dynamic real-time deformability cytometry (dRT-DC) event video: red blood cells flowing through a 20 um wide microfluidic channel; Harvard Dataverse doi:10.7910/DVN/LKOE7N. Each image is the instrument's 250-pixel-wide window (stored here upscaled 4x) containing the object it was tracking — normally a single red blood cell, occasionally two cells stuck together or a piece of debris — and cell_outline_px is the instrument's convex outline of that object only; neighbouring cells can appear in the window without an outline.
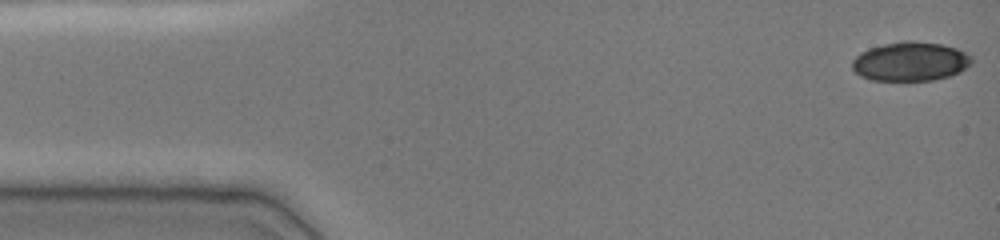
{"species": "common noctule bat (a hibernating species)", "species_latin": "Nyctalus noctula", "temperature_condition": "cold", "stored_images_in_passage": 48, "camera_frame_rate_fps": 3000, "um_per_image_px": 0.085, "animal": {"sex": "female", "body_mass_g": 19.0, "forearm_length_mm": 51.5}, "frame": {"image": 1, "passage_image": 1, "time_ms": 0.0, "image_size_px": [1000, 240], "cell_outline_px": [[972, 64], [960, 72], [948, 76], [932, 80], [904, 84], [872, 80], [860, 76], [852, 68], [852, 60], [860, 52], [868, 48], [884, 44], [904, 40], [912, 40], [944, 44], [956, 48], [972, 56]], "centroid_in_image_um": [77.37, 5.26], "position_along_channel_um": 7.6, "area_um2": 28.26}}
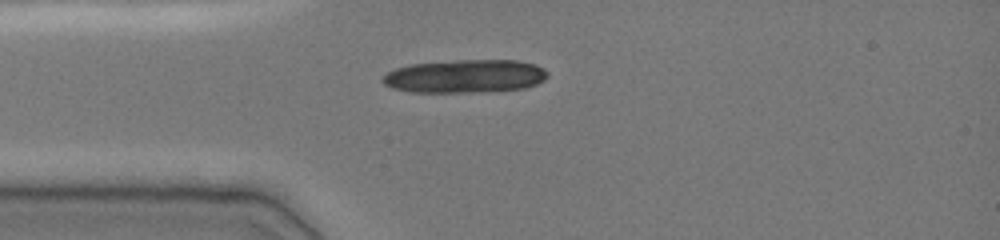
{"frame": {"image": 2, "passage_image": 12, "time_ms": 3.667, "image_size_px": [1000, 240], "cell_outline_px": [[548, 76], [544, 80], [536, 84], [524, 88], [484, 92], [412, 92], [392, 88], [384, 84], [380, 80], [388, 72], [396, 68], [412, 64], [456, 60], [516, 60], [536, 64], [544, 68], [548, 72]], "centroid_in_image_um": [39.55, 6.48], "position_along_channel_um": 45.4, "area_um2": 32.08}}